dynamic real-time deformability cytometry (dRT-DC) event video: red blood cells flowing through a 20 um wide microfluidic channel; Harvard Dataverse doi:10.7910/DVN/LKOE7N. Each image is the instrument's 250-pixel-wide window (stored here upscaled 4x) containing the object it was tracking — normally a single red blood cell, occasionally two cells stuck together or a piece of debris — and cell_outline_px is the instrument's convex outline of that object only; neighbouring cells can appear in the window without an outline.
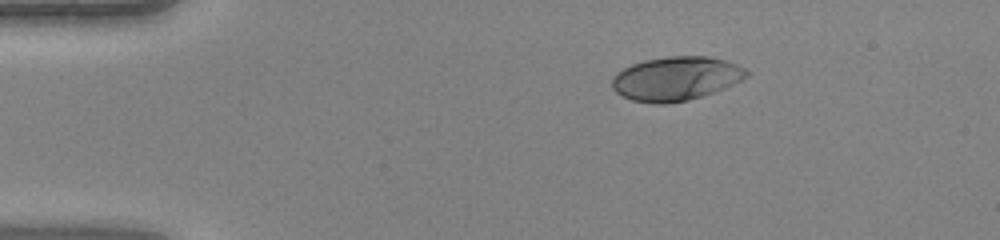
{"species": "human", "species_latin": "Homo sapiens", "temperature_condition": "warm", "stored_images_in_passage": 45, "camera_frame_rate_fps": 3000, "um_per_image_px": 0.085, "donor": {"sex": "female"}, "frame": {"image": 1, "passage_image": 8, "time_ms": 2.333, "image_size_px": [1000, 240], "cell_outline_px": [[712, 60], [692, 96], [680, 100], [636, 100], [620, 92], [616, 88], [616, 76], [628, 68], [652, 60]], "centroid_in_image_um": [56.29, 6.76], "position_along_channel_um": 28.7, "area_um2": 21.91}}
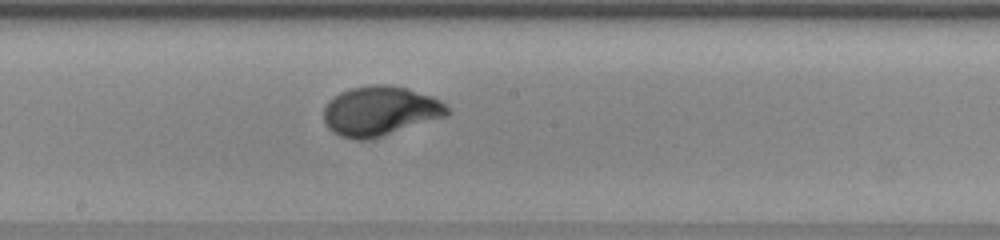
{"frame": {"image": 2, "passage_image": 25, "time_ms": 8.0, "image_size_px": [1000, 240], "cell_outline_px": [[444, 112], [368, 136], [352, 136], [340, 132], [328, 120], [328, 108], [340, 96], [352, 92], [368, 88], [392, 88], [408, 92], [432, 100], [440, 104], [444, 108]], "centroid_in_image_um": [32.22, 9.41], "position_along_channel_um": 216.0, "area_um2": 27.69}}
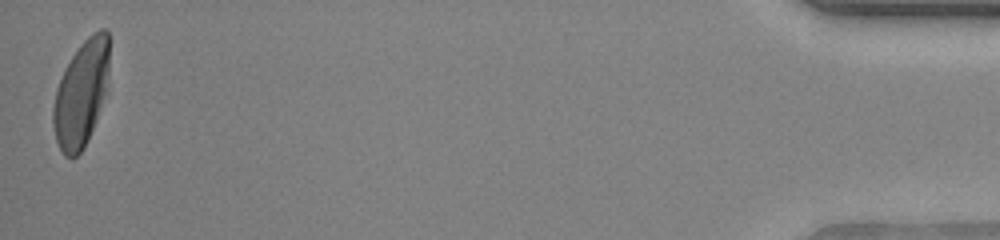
{"frame": {"image": 3, "passage_image": 45, "time_ms": 14.667, "image_size_px": [1000, 240], "cell_outline_px": [[108, 52], [92, 124], [88, 136], [84, 144], [72, 156], [68, 156], [64, 152], [60, 144], [56, 132], [56, 96], [60, 84], [72, 60], [80, 48], [88, 40], [104, 32], [108, 32]], "centroid_in_image_um": [6.85, 7.98], "position_along_channel_um": 428.4, "area_um2": 28.61}}